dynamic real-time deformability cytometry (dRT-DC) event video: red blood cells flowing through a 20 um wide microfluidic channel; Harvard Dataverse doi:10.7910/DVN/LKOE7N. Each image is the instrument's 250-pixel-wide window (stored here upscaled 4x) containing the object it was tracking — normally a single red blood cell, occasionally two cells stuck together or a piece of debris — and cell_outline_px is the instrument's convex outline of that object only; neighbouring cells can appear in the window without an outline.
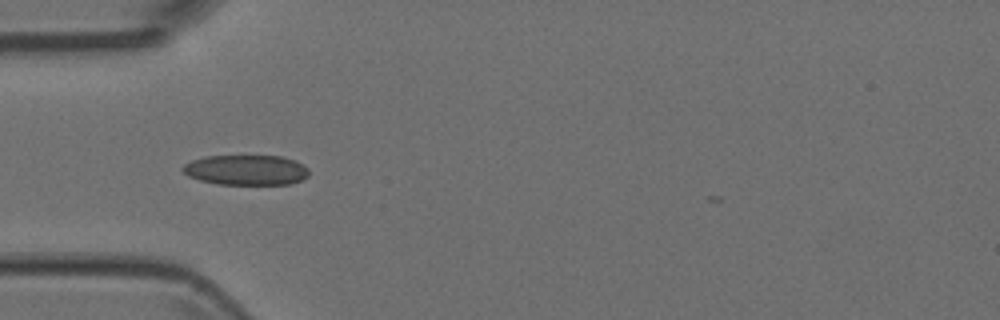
{"species": "Egyptian fruit bat (a non-hibernating species)", "species_latin": "Rousettus aegyptiacus", "temperature_condition": "room temperature", "stored_images_in_passage": 4, "camera_frame_rate_fps": 3000, "um_per_image_px": 0.085, "animal": {"sex": "female"}, "frame": {"image": 1, "passage_image": 1, "time_ms": 0.0, "image_size_px": [1000, 320], "cell_outline_px": [[308, 176], [292, 184], [216, 184], [200, 180], [188, 176], [180, 168], [184, 164], [192, 160], [204, 156], [280, 156], [296, 160], [308, 168]], "centroid_in_image_um": [20.91, 14.45], "position_along_channel_um": 64.1, "area_um2": 22.25}}
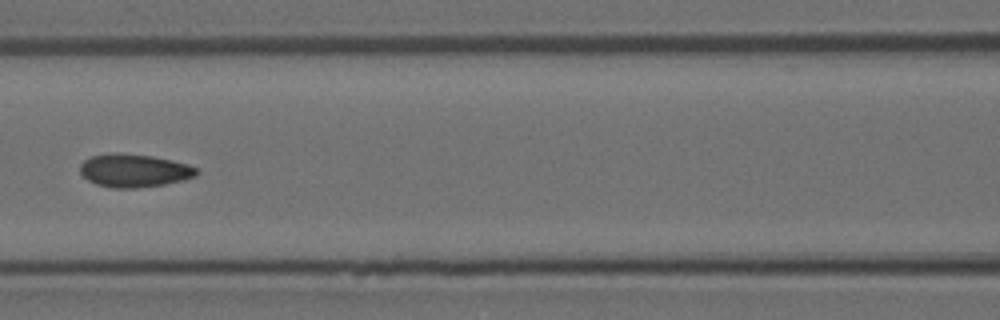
{"frame": {"image": 2, "passage_image": 3, "time_ms": 0.667, "image_size_px": [1000, 320], "cell_outline_px": [[200, 172], [196, 176], [184, 180], [164, 184], [136, 188], [112, 188], [96, 184], [88, 180], [80, 172], [80, 164], [84, 160], [92, 156], [112, 152], [120, 152], [152, 156], [172, 160], [188, 164], [196, 168]], "centroid_in_image_um": [11.41, 14.49], "position_along_channel_um": 155.2, "area_um2": 22.66}}
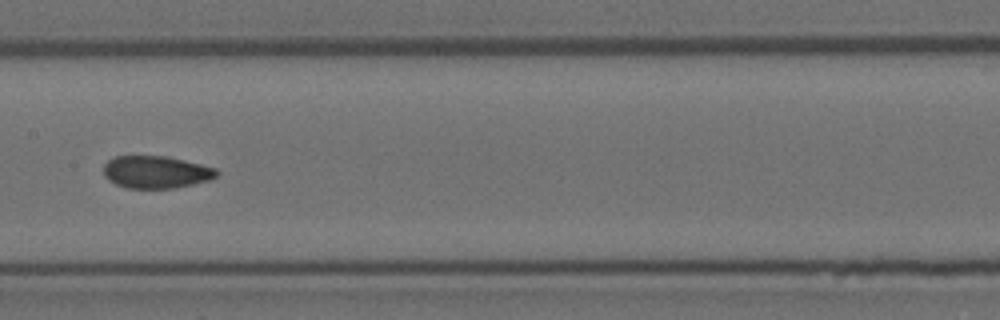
{"frame": {"image": 3, "passage_image": 4, "time_ms": 1.0, "image_size_px": [1000, 320], "cell_outline_px": [[220, 172], [216, 176], [208, 180], [192, 184], [172, 188], [128, 188], [116, 184], [108, 180], [104, 176], [104, 164], [108, 160], [116, 156], [164, 156], [184, 160], [216, 168]], "centroid_in_image_um": [13.24, 14.62], "position_along_channel_um": 194.2, "area_um2": 21.21}}